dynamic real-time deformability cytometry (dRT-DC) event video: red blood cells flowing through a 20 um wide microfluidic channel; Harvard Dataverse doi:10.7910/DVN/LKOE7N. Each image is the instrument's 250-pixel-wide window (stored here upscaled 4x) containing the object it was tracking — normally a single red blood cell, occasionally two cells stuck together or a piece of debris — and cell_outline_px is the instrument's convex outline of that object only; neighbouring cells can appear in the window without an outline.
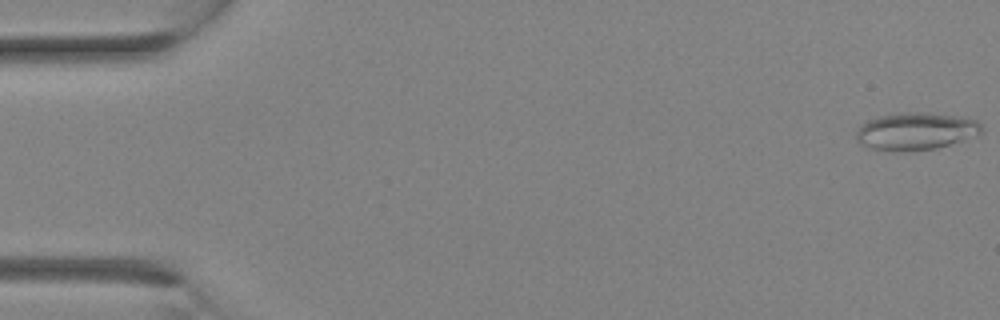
{"species": "Egyptian fruit bat (a non-hibernating species)", "species_latin": "Rousettus aegyptiacus", "temperature_condition": "room temperature", "stored_images_in_passage": 29, "camera_frame_rate_fps": 3000, "um_per_image_px": 0.085, "animal": {"sex": "female"}, "frame": {"image": 1, "passage_image": 1, "time_ms": 0.0, "image_size_px": [1000, 320], "cell_outline_px": [[984, 128], [980, 132], [964, 140], [936, 148], [904, 152], [896, 152], [872, 148], [860, 144], [856, 140], [856, 132], [868, 120], [880, 116], [900, 112], [928, 112], [956, 116], [976, 120]], "centroid_in_image_um": [77.83, 11.16], "position_along_channel_um": 7.2, "area_um2": 27.28}}
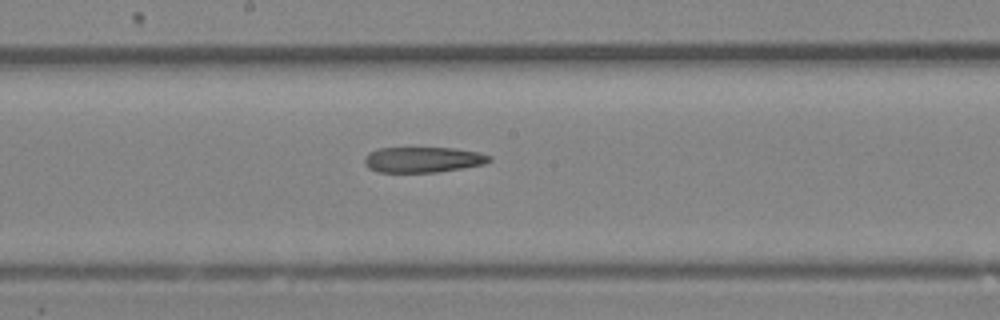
{"frame": {"image": 2, "passage_image": 16, "time_ms": 5.0, "image_size_px": [1000, 320], "cell_outline_px": [[492, 160], [484, 164], [464, 168], [436, 172], [376, 172], [368, 168], [364, 164], [364, 156], [368, 152], [376, 148], [452, 148], [480, 152], [492, 156]], "centroid_in_image_um": [35.93, 13.57], "position_along_channel_um": 212.3, "area_um2": 18.84}}
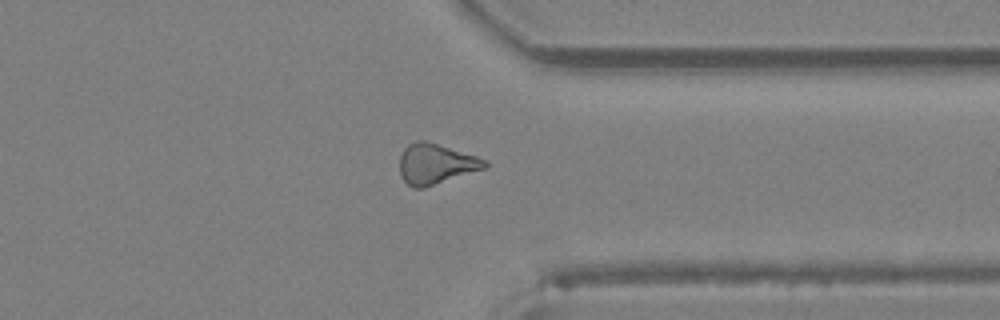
{"frame": {"image": 3, "passage_image": 23, "time_ms": 7.333, "image_size_px": [1000, 320], "cell_outline_px": [[488, 168], [424, 188], [412, 188], [400, 176], [400, 156], [404, 148], [408, 144], [416, 140], [424, 140], [476, 156], [488, 160]], "centroid_in_image_um": [37.05, 13.95], "position_along_channel_um": 374.3, "area_um2": 20.17}}